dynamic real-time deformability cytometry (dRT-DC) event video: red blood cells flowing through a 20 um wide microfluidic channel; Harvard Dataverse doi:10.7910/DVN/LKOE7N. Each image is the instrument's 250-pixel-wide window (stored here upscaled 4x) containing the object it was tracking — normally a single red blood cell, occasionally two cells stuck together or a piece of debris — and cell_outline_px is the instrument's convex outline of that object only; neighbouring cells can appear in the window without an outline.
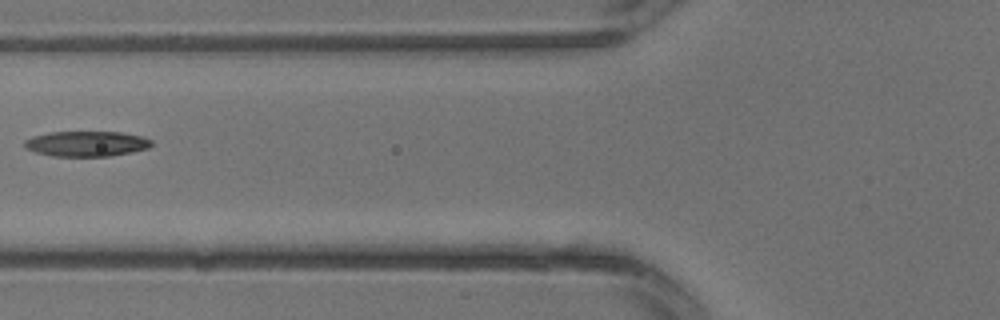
{"species": "common noctule bat (a hibernating species)", "species_latin": "Nyctalus noctula", "temperature_condition": "warm", "stored_images_in_passage": 3, "camera_frame_rate_fps": 3000, "um_per_image_px": 0.085, "animal": {"sex": "male", "body_mass_g": 13.3}, "frame": {"image": 1, "passage_image": 3, "time_ms": 0.667, "image_size_px": [1000, 320], "cell_outline_px": [[152, 144], [148, 148], [132, 152], [112, 156], [52, 156], [36, 152], [24, 148], [24, 140], [32, 136], [48, 132], [120, 132], [144, 136], [152, 140]], "centroid_in_image_um": [7.35, 12.21], "position_along_channel_um": 118.5, "area_um2": 18.9}}